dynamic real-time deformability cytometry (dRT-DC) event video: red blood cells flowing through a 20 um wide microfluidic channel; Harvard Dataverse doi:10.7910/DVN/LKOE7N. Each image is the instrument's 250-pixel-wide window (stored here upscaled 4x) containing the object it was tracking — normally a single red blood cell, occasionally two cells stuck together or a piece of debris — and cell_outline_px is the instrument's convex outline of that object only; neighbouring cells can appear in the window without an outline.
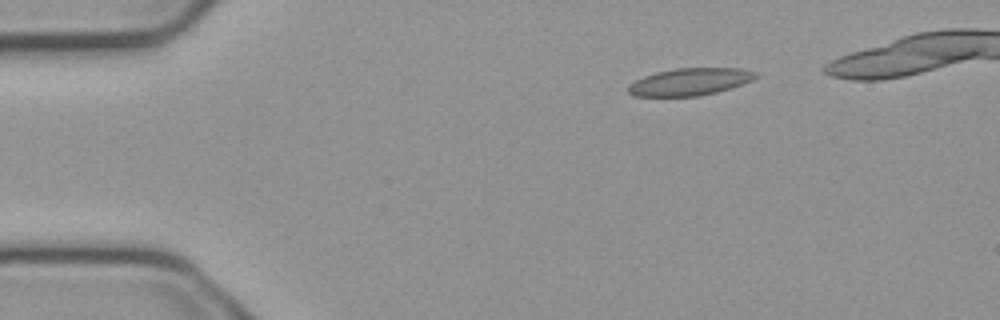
{"species": "common noctule bat (a hibernating species)", "species_latin": "Nyctalus noctula", "temperature_condition": "cold", "stored_images_in_passage": 6, "camera_frame_rate_fps": 3000, "um_per_image_px": 0.085, "animal": {"sex": "male", "body_mass_g": 23.1, "forearm_length_mm": 52.7}, "frame": {"image": 1, "passage_image": 3, "time_ms": 0.667, "image_size_px": [1000, 320], "cell_outline_px": [[760, 76], [752, 80], [716, 92], [700, 96], [632, 96], [628, 92], [628, 84], [644, 76], [656, 72], [676, 68], [740, 68], [756, 72]], "centroid_in_image_um": [58.62, 6.95], "position_along_channel_um": 26.4, "area_um2": 20.17}}